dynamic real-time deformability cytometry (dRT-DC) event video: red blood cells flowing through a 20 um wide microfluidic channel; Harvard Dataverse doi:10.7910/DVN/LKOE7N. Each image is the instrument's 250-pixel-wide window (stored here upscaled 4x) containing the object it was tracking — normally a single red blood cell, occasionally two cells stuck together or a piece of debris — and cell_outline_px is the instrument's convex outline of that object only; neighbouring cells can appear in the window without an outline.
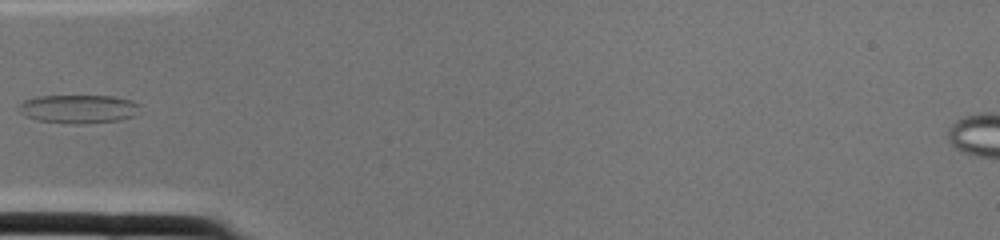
{"species": "common noctule bat (a hibernating species)", "species_latin": "Nyctalus noctula", "temperature_condition": "cold", "stored_images_in_passage": 1, "camera_frame_rate_fps": 3000, "um_per_image_px": 0.085, "animal": {"sex": "female", "body_mass_g": 22.0, "forearm_length_mm": 56.7}, "frame": {"image": 1, "passage_image": 1, "time_ms": 0.0, "image_size_px": [1000, 240], "cell_outline_px": [[140, 104], [132, 116], [120, 120], [84, 124], [72, 124], [36, 120], [20, 112], [16, 108], [24, 100], [40, 96], [112, 96], [132, 100]], "centroid_in_image_um": [6.64, 9.26], "position_along_channel_um": 78.4, "area_um2": 20.06}}